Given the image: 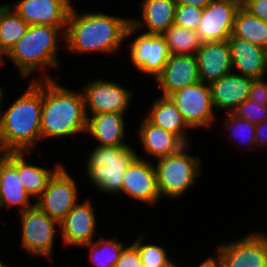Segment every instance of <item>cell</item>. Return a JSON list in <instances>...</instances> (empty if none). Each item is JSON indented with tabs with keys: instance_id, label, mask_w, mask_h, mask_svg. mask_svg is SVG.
<instances>
[{
	"instance_id": "obj_6",
	"label": "cell",
	"mask_w": 267,
	"mask_h": 267,
	"mask_svg": "<svg viewBox=\"0 0 267 267\" xmlns=\"http://www.w3.org/2000/svg\"><path fill=\"white\" fill-rule=\"evenodd\" d=\"M187 151H189V144L174 154L157 159L155 169L160 197L179 198L199 178L201 173L200 158L187 154Z\"/></svg>"
},
{
	"instance_id": "obj_13",
	"label": "cell",
	"mask_w": 267,
	"mask_h": 267,
	"mask_svg": "<svg viewBox=\"0 0 267 267\" xmlns=\"http://www.w3.org/2000/svg\"><path fill=\"white\" fill-rule=\"evenodd\" d=\"M121 193L148 205L160 201L154 164L137 156L124 173Z\"/></svg>"
},
{
	"instance_id": "obj_44",
	"label": "cell",
	"mask_w": 267,
	"mask_h": 267,
	"mask_svg": "<svg viewBox=\"0 0 267 267\" xmlns=\"http://www.w3.org/2000/svg\"><path fill=\"white\" fill-rule=\"evenodd\" d=\"M3 57H7V54L1 49L0 47V65L2 66L5 64V59Z\"/></svg>"
},
{
	"instance_id": "obj_35",
	"label": "cell",
	"mask_w": 267,
	"mask_h": 267,
	"mask_svg": "<svg viewBox=\"0 0 267 267\" xmlns=\"http://www.w3.org/2000/svg\"><path fill=\"white\" fill-rule=\"evenodd\" d=\"M115 267H142L139 252L133 243L124 246Z\"/></svg>"
},
{
	"instance_id": "obj_4",
	"label": "cell",
	"mask_w": 267,
	"mask_h": 267,
	"mask_svg": "<svg viewBox=\"0 0 267 267\" xmlns=\"http://www.w3.org/2000/svg\"><path fill=\"white\" fill-rule=\"evenodd\" d=\"M66 27L30 25L7 54L22 77L31 76L36 69L59 68L58 41L65 39Z\"/></svg>"
},
{
	"instance_id": "obj_36",
	"label": "cell",
	"mask_w": 267,
	"mask_h": 267,
	"mask_svg": "<svg viewBox=\"0 0 267 267\" xmlns=\"http://www.w3.org/2000/svg\"><path fill=\"white\" fill-rule=\"evenodd\" d=\"M249 99L259 104L267 105V82H265L264 78L253 79Z\"/></svg>"
},
{
	"instance_id": "obj_7",
	"label": "cell",
	"mask_w": 267,
	"mask_h": 267,
	"mask_svg": "<svg viewBox=\"0 0 267 267\" xmlns=\"http://www.w3.org/2000/svg\"><path fill=\"white\" fill-rule=\"evenodd\" d=\"M21 217V248L32 256L51 259L56 227L60 223L45 214L37 205L19 213Z\"/></svg>"
},
{
	"instance_id": "obj_22",
	"label": "cell",
	"mask_w": 267,
	"mask_h": 267,
	"mask_svg": "<svg viewBox=\"0 0 267 267\" xmlns=\"http://www.w3.org/2000/svg\"><path fill=\"white\" fill-rule=\"evenodd\" d=\"M124 113L107 112L93 114L87 117L88 132L101 146L129 145L124 141L125 119Z\"/></svg>"
},
{
	"instance_id": "obj_45",
	"label": "cell",
	"mask_w": 267,
	"mask_h": 267,
	"mask_svg": "<svg viewBox=\"0 0 267 267\" xmlns=\"http://www.w3.org/2000/svg\"><path fill=\"white\" fill-rule=\"evenodd\" d=\"M0 267H9V265H6L5 263H3L2 261H0ZM11 267V266H10Z\"/></svg>"
},
{
	"instance_id": "obj_33",
	"label": "cell",
	"mask_w": 267,
	"mask_h": 267,
	"mask_svg": "<svg viewBox=\"0 0 267 267\" xmlns=\"http://www.w3.org/2000/svg\"><path fill=\"white\" fill-rule=\"evenodd\" d=\"M233 113L239 118L246 119L250 123L259 124L267 120V105L259 104L248 98L243 101Z\"/></svg>"
},
{
	"instance_id": "obj_23",
	"label": "cell",
	"mask_w": 267,
	"mask_h": 267,
	"mask_svg": "<svg viewBox=\"0 0 267 267\" xmlns=\"http://www.w3.org/2000/svg\"><path fill=\"white\" fill-rule=\"evenodd\" d=\"M142 121L138 136L147 155L159 159L178 152L186 145L176 134L153 125L146 118Z\"/></svg>"
},
{
	"instance_id": "obj_10",
	"label": "cell",
	"mask_w": 267,
	"mask_h": 267,
	"mask_svg": "<svg viewBox=\"0 0 267 267\" xmlns=\"http://www.w3.org/2000/svg\"><path fill=\"white\" fill-rule=\"evenodd\" d=\"M76 181L62 166L49 180L47 188L35 203L45 214L59 223L77 204Z\"/></svg>"
},
{
	"instance_id": "obj_38",
	"label": "cell",
	"mask_w": 267,
	"mask_h": 267,
	"mask_svg": "<svg viewBox=\"0 0 267 267\" xmlns=\"http://www.w3.org/2000/svg\"><path fill=\"white\" fill-rule=\"evenodd\" d=\"M255 144L257 147H267V120L256 124L255 128Z\"/></svg>"
},
{
	"instance_id": "obj_12",
	"label": "cell",
	"mask_w": 267,
	"mask_h": 267,
	"mask_svg": "<svg viewBox=\"0 0 267 267\" xmlns=\"http://www.w3.org/2000/svg\"><path fill=\"white\" fill-rule=\"evenodd\" d=\"M130 59L135 68L155 78L164 68L170 52L162 35L142 33L130 43Z\"/></svg>"
},
{
	"instance_id": "obj_11",
	"label": "cell",
	"mask_w": 267,
	"mask_h": 267,
	"mask_svg": "<svg viewBox=\"0 0 267 267\" xmlns=\"http://www.w3.org/2000/svg\"><path fill=\"white\" fill-rule=\"evenodd\" d=\"M85 113L91 115L107 112L126 113L132 99V91L114 81L96 79L83 88Z\"/></svg>"
},
{
	"instance_id": "obj_3",
	"label": "cell",
	"mask_w": 267,
	"mask_h": 267,
	"mask_svg": "<svg viewBox=\"0 0 267 267\" xmlns=\"http://www.w3.org/2000/svg\"><path fill=\"white\" fill-rule=\"evenodd\" d=\"M0 88V116L6 146L13 152H29L35 149L41 137L42 79L29 84L25 92L3 112Z\"/></svg>"
},
{
	"instance_id": "obj_31",
	"label": "cell",
	"mask_w": 267,
	"mask_h": 267,
	"mask_svg": "<svg viewBox=\"0 0 267 267\" xmlns=\"http://www.w3.org/2000/svg\"><path fill=\"white\" fill-rule=\"evenodd\" d=\"M142 242H144L142 235L133 242L139 252L142 267H173L175 265L168 258L169 256L163 247L156 244H143Z\"/></svg>"
},
{
	"instance_id": "obj_28",
	"label": "cell",
	"mask_w": 267,
	"mask_h": 267,
	"mask_svg": "<svg viewBox=\"0 0 267 267\" xmlns=\"http://www.w3.org/2000/svg\"><path fill=\"white\" fill-rule=\"evenodd\" d=\"M28 26L10 5L0 4V47L6 54L25 34Z\"/></svg>"
},
{
	"instance_id": "obj_27",
	"label": "cell",
	"mask_w": 267,
	"mask_h": 267,
	"mask_svg": "<svg viewBox=\"0 0 267 267\" xmlns=\"http://www.w3.org/2000/svg\"><path fill=\"white\" fill-rule=\"evenodd\" d=\"M232 35L267 50V21L252 15L245 8H238L236 12Z\"/></svg>"
},
{
	"instance_id": "obj_5",
	"label": "cell",
	"mask_w": 267,
	"mask_h": 267,
	"mask_svg": "<svg viewBox=\"0 0 267 267\" xmlns=\"http://www.w3.org/2000/svg\"><path fill=\"white\" fill-rule=\"evenodd\" d=\"M137 156L131 145H97L86 159L87 178L103 193L121 194L124 173Z\"/></svg>"
},
{
	"instance_id": "obj_17",
	"label": "cell",
	"mask_w": 267,
	"mask_h": 267,
	"mask_svg": "<svg viewBox=\"0 0 267 267\" xmlns=\"http://www.w3.org/2000/svg\"><path fill=\"white\" fill-rule=\"evenodd\" d=\"M95 210L90 201L77 203L60 222L63 244L81 247L93 242L97 224Z\"/></svg>"
},
{
	"instance_id": "obj_30",
	"label": "cell",
	"mask_w": 267,
	"mask_h": 267,
	"mask_svg": "<svg viewBox=\"0 0 267 267\" xmlns=\"http://www.w3.org/2000/svg\"><path fill=\"white\" fill-rule=\"evenodd\" d=\"M81 247L89 248V260L96 266L115 267L124 245L121 242H117V239L106 240L100 237V240H94Z\"/></svg>"
},
{
	"instance_id": "obj_1",
	"label": "cell",
	"mask_w": 267,
	"mask_h": 267,
	"mask_svg": "<svg viewBox=\"0 0 267 267\" xmlns=\"http://www.w3.org/2000/svg\"><path fill=\"white\" fill-rule=\"evenodd\" d=\"M131 18L90 12L79 13L72 6L65 31L66 48L73 53L98 52L115 54L126 41Z\"/></svg>"
},
{
	"instance_id": "obj_41",
	"label": "cell",
	"mask_w": 267,
	"mask_h": 267,
	"mask_svg": "<svg viewBox=\"0 0 267 267\" xmlns=\"http://www.w3.org/2000/svg\"><path fill=\"white\" fill-rule=\"evenodd\" d=\"M12 153L13 151H11L10 149H0V175L3 166L9 160Z\"/></svg>"
},
{
	"instance_id": "obj_42",
	"label": "cell",
	"mask_w": 267,
	"mask_h": 267,
	"mask_svg": "<svg viewBox=\"0 0 267 267\" xmlns=\"http://www.w3.org/2000/svg\"><path fill=\"white\" fill-rule=\"evenodd\" d=\"M219 2H228L235 5L237 8H245L247 0H214Z\"/></svg>"
},
{
	"instance_id": "obj_32",
	"label": "cell",
	"mask_w": 267,
	"mask_h": 267,
	"mask_svg": "<svg viewBox=\"0 0 267 267\" xmlns=\"http://www.w3.org/2000/svg\"><path fill=\"white\" fill-rule=\"evenodd\" d=\"M225 130L230 134V138L236 141L240 138V143L248 145L251 149L255 146V128L256 124L250 123L246 119L239 118L233 112L226 113ZM247 131V132H246Z\"/></svg>"
},
{
	"instance_id": "obj_37",
	"label": "cell",
	"mask_w": 267,
	"mask_h": 267,
	"mask_svg": "<svg viewBox=\"0 0 267 267\" xmlns=\"http://www.w3.org/2000/svg\"><path fill=\"white\" fill-rule=\"evenodd\" d=\"M245 9L252 15L267 21V0H247Z\"/></svg>"
},
{
	"instance_id": "obj_21",
	"label": "cell",
	"mask_w": 267,
	"mask_h": 267,
	"mask_svg": "<svg viewBox=\"0 0 267 267\" xmlns=\"http://www.w3.org/2000/svg\"><path fill=\"white\" fill-rule=\"evenodd\" d=\"M253 79L234 72L210 83L211 96L215 109L233 112L249 98Z\"/></svg>"
},
{
	"instance_id": "obj_8",
	"label": "cell",
	"mask_w": 267,
	"mask_h": 267,
	"mask_svg": "<svg viewBox=\"0 0 267 267\" xmlns=\"http://www.w3.org/2000/svg\"><path fill=\"white\" fill-rule=\"evenodd\" d=\"M193 128L213 125L216 118L209 83L202 81L188 85L168 96Z\"/></svg>"
},
{
	"instance_id": "obj_19",
	"label": "cell",
	"mask_w": 267,
	"mask_h": 267,
	"mask_svg": "<svg viewBox=\"0 0 267 267\" xmlns=\"http://www.w3.org/2000/svg\"><path fill=\"white\" fill-rule=\"evenodd\" d=\"M142 21L131 19L125 38L131 37L145 26L149 34L162 35L175 22L176 2L174 0H143Z\"/></svg>"
},
{
	"instance_id": "obj_34",
	"label": "cell",
	"mask_w": 267,
	"mask_h": 267,
	"mask_svg": "<svg viewBox=\"0 0 267 267\" xmlns=\"http://www.w3.org/2000/svg\"><path fill=\"white\" fill-rule=\"evenodd\" d=\"M202 12V8L193 5H177L174 24L196 31L202 17Z\"/></svg>"
},
{
	"instance_id": "obj_24",
	"label": "cell",
	"mask_w": 267,
	"mask_h": 267,
	"mask_svg": "<svg viewBox=\"0 0 267 267\" xmlns=\"http://www.w3.org/2000/svg\"><path fill=\"white\" fill-rule=\"evenodd\" d=\"M151 108L145 116L150 123L176 134L185 144L190 143L185 129L191 127L169 97L160 96Z\"/></svg>"
},
{
	"instance_id": "obj_18",
	"label": "cell",
	"mask_w": 267,
	"mask_h": 267,
	"mask_svg": "<svg viewBox=\"0 0 267 267\" xmlns=\"http://www.w3.org/2000/svg\"><path fill=\"white\" fill-rule=\"evenodd\" d=\"M200 81L211 83L232 73V57L227 40L204 42L196 52Z\"/></svg>"
},
{
	"instance_id": "obj_25",
	"label": "cell",
	"mask_w": 267,
	"mask_h": 267,
	"mask_svg": "<svg viewBox=\"0 0 267 267\" xmlns=\"http://www.w3.org/2000/svg\"><path fill=\"white\" fill-rule=\"evenodd\" d=\"M25 156H28L27 152H13L9 161L17 168L18 175H21L24 189L37 199L47 188L49 180L63 165L57 164L53 170L47 169L27 163Z\"/></svg>"
},
{
	"instance_id": "obj_15",
	"label": "cell",
	"mask_w": 267,
	"mask_h": 267,
	"mask_svg": "<svg viewBox=\"0 0 267 267\" xmlns=\"http://www.w3.org/2000/svg\"><path fill=\"white\" fill-rule=\"evenodd\" d=\"M238 8L228 2L212 0L202 12L197 34L202 43L225 41L232 35Z\"/></svg>"
},
{
	"instance_id": "obj_39",
	"label": "cell",
	"mask_w": 267,
	"mask_h": 267,
	"mask_svg": "<svg viewBox=\"0 0 267 267\" xmlns=\"http://www.w3.org/2000/svg\"><path fill=\"white\" fill-rule=\"evenodd\" d=\"M176 5H193L204 9L212 0H174Z\"/></svg>"
},
{
	"instance_id": "obj_29",
	"label": "cell",
	"mask_w": 267,
	"mask_h": 267,
	"mask_svg": "<svg viewBox=\"0 0 267 267\" xmlns=\"http://www.w3.org/2000/svg\"><path fill=\"white\" fill-rule=\"evenodd\" d=\"M170 55H195L202 42L196 31L172 24L163 34Z\"/></svg>"
},
{
	"instance_id": "obj_26",
	"label": "cell",
	"mask_w": 267,
	"mask_h": 267,
	"mask_svg": "<svg viewBox=\"0 0 267 267\" xmlns=\"http://www.w3.org/2000/svg\"><path fill=\"white\" fill-rule=\"evenodd\" d=\"M31 197L22 185L17 168L8 160L0 175V208L15 206L22 212L35 205L30 202Z\"/></svg>"
},
{
	"instance_id": "obj_2",
	"label": "cell",
	"mask_w": 267,
	"mask_h": 267,
	"mask_svg": "<svg viewBox=\"0 0 267 267\" xmlns=\"http://www.w3.org/2000/svg\"><path fill=\"white\" fill-rule=\"evenodd\" d=\"M42 79L41 137L64 138L87 133L83 92L72 91L47 73Z\"/></svg>"
},
{
	"instance_id": "obj_14",
	"label": "cell",
	"mask_w": 267,
	"mask_h": 267,
	"mask_svg": "<svg viewBox=\"0 0 267 267\" xmlns=\"http://www.w3.org/2000/svg\"><path fill=\"white\" fill-rule=\"evenodd\" d=\"M30 25L67 27L70 0H19L9 4Z\"/></svg>"
},
{
	"instance_id": "obj_9",
	"label": "cell",
	"mask_w": 267,
	"mask_h": 267,
	"mask_svg": "<svg viewBox=\"0 0 267 267\" xmlns=\"http://www.w3.org/2000/svg\"><path fill=\"white\" fill-rule=\"evenodd\" d=\"M216 257L222 267H267V234L255 231L220 244Z\"/></svg>"
},
{
	"instance_id": "obj_16",
	"label": "cell",
	"mask_w": 267,
	"mask_h": 267,
	"mask_svg": "<svg viewBox=\"0 0 267 267\" xmlns=\"http://www.w3.org/2000/svg\"><path fill=\"white\" fill-rule=\"evenodd\" d=\"M164 92L170 94L200 81L196 55H171L162 71L154 78Z\"/></svg>"
},
{
	"instance_id": "obj_20",
	"label": "cell",
	"mask_w": 267,
	"mask_h": 267,
	"mask_svg": "<svg viewBox=\"0 0 267 267\" xmlns=\"http://www.w3.org/2000/svg\"><path fill=\"white\" fill-rule=\"evenodd\" d=\"M227 41L230 46L233 71L236 70L237 74L252 79L264 78L267 74L266 49L233 35Z\"/></svg>"
},
{
	"instance_id": "obj_43",
	"label": "cell",
	"mask_w": 267,
	"mask_h": 267,
	"mask_svg": "<svg viewBox=\"0 0 267 267\" xmlns=\"http://www.w3.org/2000/svg\"><path fill=\"white\" fill-rule=\"evenodd\" d=\"M0 149H8L3 135L2 120L0 116Z\"/></svg>"
},
{
	"instance_id": "obj_40",
	"label": "cell",
	"mask_w": 267,
	"mask_h": 267,
	"mask_svg": "<svg viewBox=\"0 0 267 267\" xmlns=\"http://www.w3.org/2000/svg\"><path fill=\"white\" fill-rule=\"evenodd\" d=\"M197 267H222L219 259L216 257V255L213 257L205 259L201 264H199Z\"/></svg>"
}]
</instances>
